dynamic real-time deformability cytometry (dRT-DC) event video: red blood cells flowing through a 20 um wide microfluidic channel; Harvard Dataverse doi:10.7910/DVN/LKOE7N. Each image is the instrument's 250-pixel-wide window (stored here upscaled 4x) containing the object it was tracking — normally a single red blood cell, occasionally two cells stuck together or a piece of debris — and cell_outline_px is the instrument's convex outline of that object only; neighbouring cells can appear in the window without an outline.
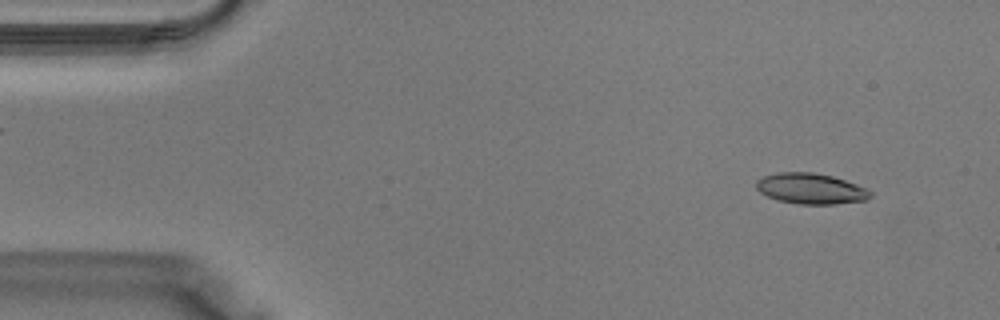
{"species": "Egyptian fruit bat (a non-hibernating species)", "species_latin": "Rousettus aegyptiacus", "temperature_condition": "warm", "stored_images_in_passage": 38, "camera_frame_rate_fps": 3000, "um_per_image_px": 0.085, "animal": {"sex": "male"}, "frame": {"image": 1, "passage_image": 3, "time_ms": 0.667, "image_size_px": [1000, 320], "cell_outline_px": [[872, 196], [868, 200], [836, 204], [800, 204], [776, 200], [760, 192], [756, 188], [756, 180], [764, 176], [776, 172], [812, 172], [832, 176], [856, 184], [872, 192]], "centroid_in_image_um": [68.91, 16.04], "position_along_channel_um": 16.1, "area_um2": 20.46}}
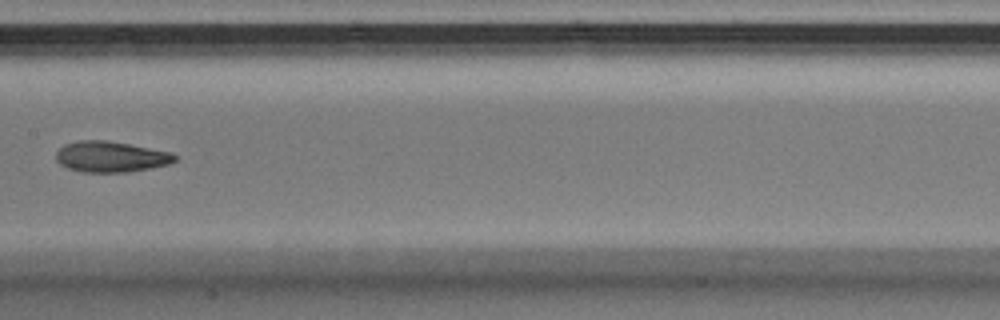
{"frame": {"image": 2, "passage_image": 19, "time_ms": 6.0, "image_size_px": [1000, 320], "cell_outline_px": [[176, 160], [168, 164], [152, 168], [128, 172], [80, 172], [68, 168], [60, 164], [56, 160], [56, 152], [64, 144], [80, 140], [104, 140], [128, 144], [172, 152], [176, 156]], "centroid_in_image_um": [9.4, 13.33], "position_along_channel_um": 198.0, "area_um2": 21.33}}
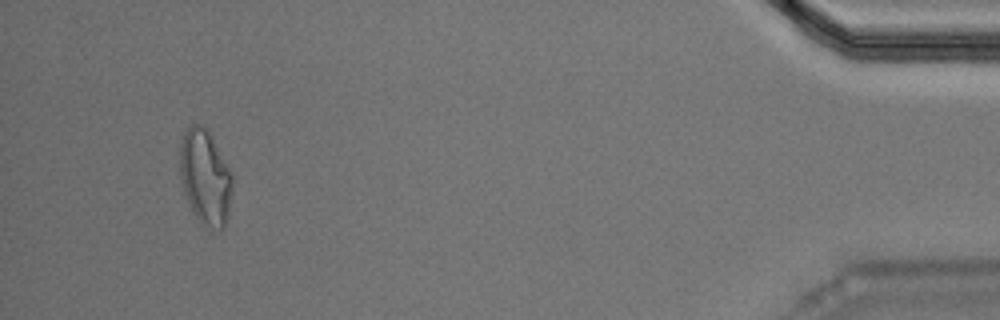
{"frame": {"image": 3, "passage_image": 36, "time_ms": 11.667, "image_size_px": [1000, 320], "cell_outline_px": [[232, 192], [228, 212], [224, 228], [220, 228], [200, 224], [192, 212], [184, 192], [180, 176], [180, 144], [184, 132], [192, 124], [200, 124], [208, 132], [232, 172]], "centroid_in_image_um": [17.43, 15.07], "position_along_channel_um": 417.8, "area_um2": 28.73}}